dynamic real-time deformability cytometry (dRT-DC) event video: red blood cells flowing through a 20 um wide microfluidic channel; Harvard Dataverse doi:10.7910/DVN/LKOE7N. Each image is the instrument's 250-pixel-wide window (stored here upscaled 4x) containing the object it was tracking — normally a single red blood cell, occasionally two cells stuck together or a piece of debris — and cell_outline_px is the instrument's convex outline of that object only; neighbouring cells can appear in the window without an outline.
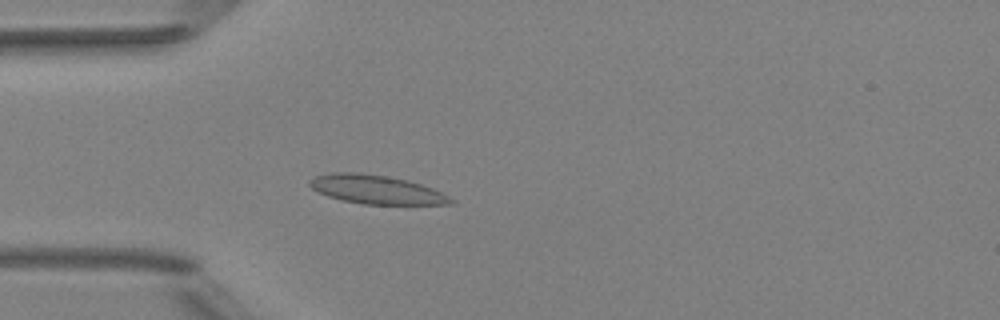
{"species": "Egyptian fruit bat (a non-hibernating species)", "species_latin": "Rousettus aegyptiacus", "temperature_condition": "room temperature", "stored_images_in_passage": 5, "camera_frame_rate_fps": 3000, "um_per_image_px": 0.085, "animal": {"sex": "female"}, "frame": {"image": 1, "passage_image": 5, "time_ms": 4.333, "image_size_px": [1000, 320], "cell_outline_px": [[456, 204], [364, 204], [344, 200], [328, 196], [312, 188], [308, 184], [308, 180], [316, 176], [332, 172], [360, 172], [408, 180], [432, 188], [456, 200]], "centroid_in_image_um": [31.99, 16.1], "position_along_channel_um": 53.0, "area_um2": 23.47}}